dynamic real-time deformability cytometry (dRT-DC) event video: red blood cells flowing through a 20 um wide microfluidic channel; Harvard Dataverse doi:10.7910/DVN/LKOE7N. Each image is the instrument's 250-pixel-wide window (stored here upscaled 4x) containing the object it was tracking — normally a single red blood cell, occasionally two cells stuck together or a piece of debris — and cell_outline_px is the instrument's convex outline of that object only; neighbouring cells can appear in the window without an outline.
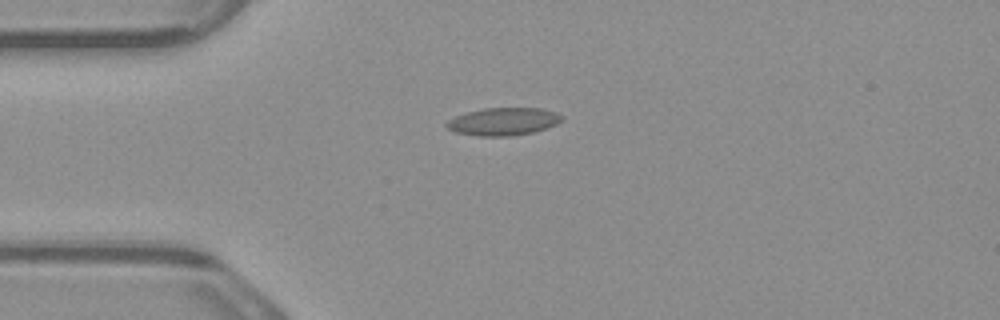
{"species": "common noctule bat (a hibernating species)", "species_latin": "Nyctalus noctula", "temperature_condition": "warm", "stored_images_in_passage": 2, "camera_frame_rate_fps": 3000, "um_per_image_px": 0.085, "animal": {"sex": "male", "body_mass_g": 23.1, "forearm_length_mm": 52.7}, "frame": {"image": 1, "passage_image": 1, "time_ms": 0.0, "image_size_px": [1000, 320], "cell_outline_px": [[564, 120], [548, 128], [532, 132], [512, 136], [480, 136], [452, 132], [444, 124], [448, 120], [464, 112], [484, 108], [540, 108], [556, 112], [564, 116]], "centroid_in_image_um": [42.78, 10.33], "position_along_channel_um": 42.2, "area_um2": 18.84}}
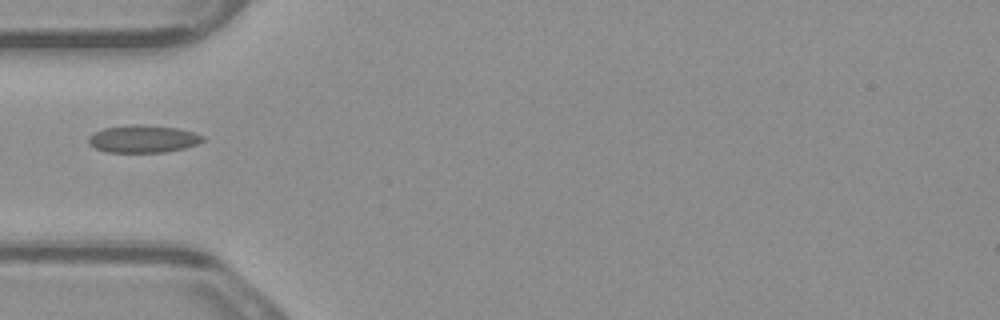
{"frame": {"image": 2, "passage_image": 2, "time_ms": 0.333, "image_size_px": [1000, 320], "cell_outline_px": [[204, 140], [196, 144], [184, 148], [164, 152], [104, 152], [88, 144], [88, 136], [92, 132], [104, 128], [132, 124], [144, 124], [180, 128], [196, 132], [204, 136]], "centroid_in_image_um": [12.15, 11.79], "position_along_channel_um": 72.9, "area_um2": 18.61}}